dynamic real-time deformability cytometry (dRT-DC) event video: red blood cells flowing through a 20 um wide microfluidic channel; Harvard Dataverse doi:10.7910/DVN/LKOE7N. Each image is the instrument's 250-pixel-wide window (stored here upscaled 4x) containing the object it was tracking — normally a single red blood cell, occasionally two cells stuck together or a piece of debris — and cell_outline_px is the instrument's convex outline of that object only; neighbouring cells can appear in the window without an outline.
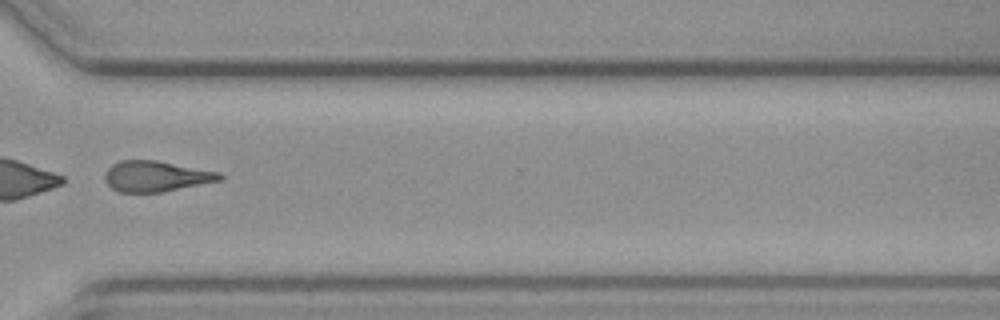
{"species": "common noctule bat (a hibernating species)", "species_latin": "Nyctalus noctula", "temperature_condition": "cold", "stored_images_in_passage": 54, "camera_frame_rate_fps": 3000, "um_per_image_px": 0.085, "animal": {"sex": "female", "body_mass_g": 19.3, "forearm_length_mm": 54.1}, "frame": {"image": 1, "passage_image": 41, "time_ms": 13.333, "image_size_px": [1000, 320], "cell_outline_px": [[224, 180], [160, 192], [120, 192], [112, 188], [104, 180], [104, 176], [108, 168], [112, 164], [120, 160], [156, 160], [220, 172], [224, 176]], "centroid_in_image_um": [13.28, 14.98], "position_along_channel_um": 357.3, "area_um2": 20.58}}